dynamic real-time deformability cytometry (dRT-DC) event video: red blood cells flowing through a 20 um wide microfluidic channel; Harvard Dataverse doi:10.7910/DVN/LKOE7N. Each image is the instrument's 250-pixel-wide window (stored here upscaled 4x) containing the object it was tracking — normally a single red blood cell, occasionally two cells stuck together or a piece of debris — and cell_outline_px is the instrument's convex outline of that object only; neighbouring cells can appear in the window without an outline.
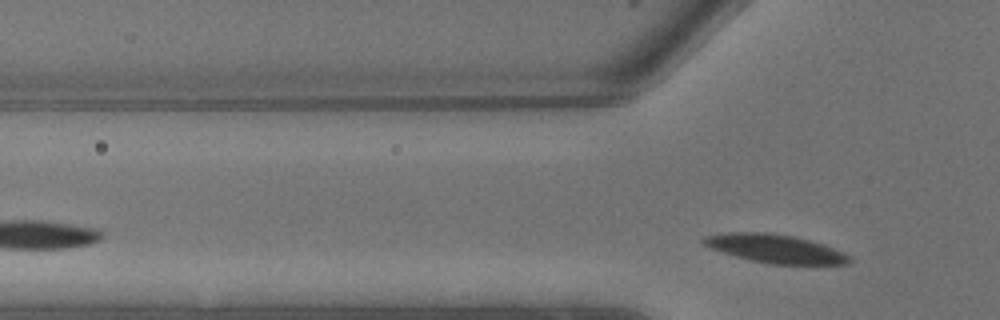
{"species": "common noctule bat (a hibernating species)", "species_latin": "Nyctalus noctula", "temperature_condition": "warm", "stored_images_in_passage": 4, "segment_of_instrument_passage": [2, 2], "camera_frame_rate_fps": 3000, "um_per_image_px": 0.085, "animal": {"sex": "male", "body_mass_g": 13.3}, "frame": {"image": 1, "passage_image": 4, "time_ms": 1.0, "image_size_px": [1000, 320], "cell_outline_px": [[852, 260], [848, 264], [768, 264], [748, 260], [712, 248], [704, 244], [700, 240], [704, 236], [728, 232], [768, 232], [792, 236], [824, 244], [844, 252]], "centroid_in_image_um": [65.89, 21.13], "position_along_channel_um": 59.9, "area_um2": 24.1}}